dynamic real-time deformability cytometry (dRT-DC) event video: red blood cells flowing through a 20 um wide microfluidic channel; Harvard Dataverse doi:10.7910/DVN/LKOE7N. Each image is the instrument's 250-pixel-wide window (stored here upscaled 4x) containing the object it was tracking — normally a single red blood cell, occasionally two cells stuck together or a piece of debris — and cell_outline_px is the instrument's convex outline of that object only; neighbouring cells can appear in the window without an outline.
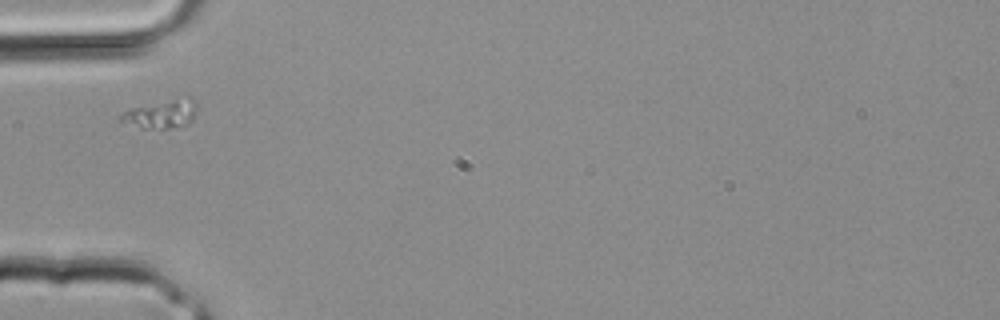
{"species": "common noctule bat (a hibernating species)", "species_latin": "Nyctalus noctula", "temperature_condition": "room temperature", "stored_images_in_passage": 1, "camera_frame_rate_fps": 3000, "um_per_image_px": 0.085, "animal": {"sex": "male", "body_mass_g": 20.4}, "frame": {"image": 1, "passage_image": 1, "time_ms": 0.0, "image_size_px": [1000, 320], "cell_outline_px": [[196, 112], [192, 120], [188, 124], [180, 128], [140, 128], [120, 120], [120, 116], [128, 108], [188, 92], [192, 96], [196, 104]], "centroid_in_image_um": [13.81, 9.6], "position_along_channel_um": 71.2, "area_um2": 13.64}}